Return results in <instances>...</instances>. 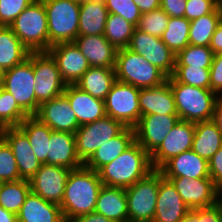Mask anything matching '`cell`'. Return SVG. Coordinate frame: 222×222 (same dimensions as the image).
Listing matches in <instances>:
<instances>
[{"instance_id":"f6af8a7d","label":"cell","mask_w":222,"mask_h":222,"mask_svg":"<svg viewBox=\"0 0 222 222\" xmlns=\"http://www.w3.org/2000/svg\"><path fill=\"white\" fill-rule=\"evenodd\" d=\"M219 6V0H187L184 17L188 20L212 13Z\"/></svg>"},{"instance_id":"4fadbf2b","label":"cell","mask_w":222,"mask_h":222,"mask_svg":"<svg viewBox=\"0 0 222 222\" xmlns=\"http://www.w3.org/2000/svg\"><path fill=\"white\" fill-rule=\"evenodd\" d=\"M180 120L178 115L141 116L134 128L135 141L151 155Z\"/></svg>"},{"instance_id":"f1b7e54d","label":"cell","mask_w":222,"mask_h":222,"mask_svg":"<svg viewBox=\"0 0 222 222\" xmlns=\"http://www.w3.org/2000/svg\"><path fill=\"white\" fill-rule=\"evenodd\" d=\"M107 16L104 0L80 1L79 36L104 35Z\"/></svg>"},{"instance_id":"30bf717a","label":"cell","mask_w":222,"mask_h":222,"mask_svg":"<svg viewBox=\"0 0 222 222\" xmlns=\"http://www.w3.org/2000/svg\"><path fill=\"white\" fill-rule=\"evenodd\" d=\"M33 72L37 113L40 104L62 95L67 85L56 61L48 52H33Z\"/></svg>"},{"instance_id":"cb8c5ba5","label":"cell","mask_w":222,"mask_h":222,"mask_svg":"<svg viewBox=\"0 0 222 222\" xmlns=\"http://www.w3.org/2000/svg\"><path fill=\"white\" fill-rule=\"evenodd\" d=\"M74 43L91 67L115 69L117 49L104 35L78 36Z\"/></svg>"},{"instance_id":"b9f144b4","label":"cell","mask_w":222,"mask_h":222,"mask_svg":"<svg viewBox=\"0 0 222 222\" xmlns=\"http://www.w3.org/2000/svg\"><path fill=\"white\" fill-rule=\"evenodd\" d=\"M13 151L8 143L0 136V182L20 180Z\"/></svg>"},{"instance_id":"44dd1931","label":"cell","mask_w":222,"mask_h":222,"mask_svg":"<svg viewBox=\"0 0 222 222\" xmlns=\"http://www.w3.org/2000/svg\"><path fill=\"white\" fill-rule=\"evenodd\" d=\"M138 100L141 116L178 115L169 77L158 86L140 89Z\"/></svg>"},{"instance_id":"9f6ffc18","label":"cell","mask_w":222,"mask_h":222,"mask_svg":"<svg viewBox=\"0 0 222 222\" xmlns=\"http://www.w3.org/2000/svg\"><path fill=\"white\" fill-rule=\"evenodd\" d=\"M217 204L222 207V183L217 186Z\"/></svg>"},{"instance_id":"74e56055","label":"cell","mask_w":222,"mask_h":222,"mask_svg":"<svg viewBox=\"0 0 222 222\" xmlns=\"http://www.w3.org/2000/svg\"><path fill=\"white\" fill-rule=\"evenodd\" d=\"M28 116L14 97L0 87V129L18 127Z\"/></svg>"},{"instance_id":"8992f818","label":"cell","mask_w":222,"mask_h":222,"mask_svg":"<svg viewBox=\"0 0 222 222\" xmlns=\"http://www.w3.org/2000/svg\"><path fill=\"white\" fill-rule=\"evenodd\" d=\"M116 80L139 89L158 86L167 76L143 56L127 48L117 50L115 63Z\"/></svg>"},{"instance_id":"7c38bea8","label":"cell","mask_w":222,"mask_h":222,"mask_svg":"<svg viewBox=\"0 0 222 222\" xmlns=\"http://www.w3.org/2000/svg\"><path fill=\"white\" fill-rule=\"evenodd\" d=\"M127 49L143 56L167 77L172 76L176 55L164 44L161 38L135 28Z\"/></svg>"},{"instance_id":"60d3db41","label":"cell","mask_w":222,"mask_h":222,"mask_svg":"<svg viewBox=\"0 0 222 222\" xmlns=\"http://www.w3.org/2000/svg\"><path fill=\"white\" fill-rule=\"evenodd\" d=\"M170 17L161 9L142 13L141 18L136 26L137 29L161 38L167 29Z\"/></svg>"},{"instance_id":"6f0895ef","label":"cell","mask_w":222,"mask_h":222,"mask_svg":"<svg viewBox=\"0 0 222 222\" xmlns=\"http://www.w3.org/2000/svg\"><path fill=\"white\" fill-rule=\"evenodd\" d=\"M3 75L4 71H2V69L0 68V87H2Z\"/></svg>"},{"instance_id":"681fc988","label":"cell","mask_w":222,"mask_h":222,"mask_svg":"<svg viewBox=\"0 0 222 222\" xmlns=\"http://www.w3.org/2000/svg\"><path fill=\"white\" fill-rule=\"evenodd\" d=\"M210 178L218 186L222 183V146L208 161Z\"/></svg>"},{"instance_id":"8d00e7d4","label":"cell","mask_w":222,"mask_h":222,"mask_svg":"<svg viewBox=\"0 0 222 222\" xmlns=\"http://www.w3.org/2000/svg\"><path fill=\"white\" fill-rule=\"evenodd\" d=\"M190 20L185 17H170L161 40L176 55L189 45Z\"/></svg>"},{"instance_id":"bcb514c9","label":"cell","mask_w":222,"mask_h":222,"mask_svg":"<svg viewBox=\"0 0 222 222\" xmlns=\"http://www.w3.org/2000/svg\"><path fill=\"white\" fill-rule=\"evenodd\" d=\"M181 222H222V207L216 204L208 208L193 209Z\"/></svg>"},{"instance_id":"9c48e42d","label":"cell","mask_w":222,"mask_h":222,"mask_svg":"<svg viewBox=\"0 0 222 222\" xmlns=\"http://www.w3.org/2000/svg\"><path fill=\"white\" fill-rule=\"evenodd\" d=\"M2 88L9 92L18 105L29 115L36 114L33 52L21 64L4 72Z\"/></svg>"},{"instance_id":"e0dca14e","label":"cell","mask_w":222,"mask_h":222,"mask_svg":"<svg viewBox=\"0 0 222 222\" xmlns=\"http://www.w3.org/2000/svg\"><path fill=\"white\" fill-rule=\"evenodd\" d=\"M47 52L56 61L61 77L66 85H75L91 67L74 42L55 44Z\"/></svg>"},{"instance_id":"484cf974","label":"cell","mask_w":222,"mask_h":222,"mask_svg":"<svg viewBox=\"0 0 222 222\" xmlns=\"http://www.w3.org/2000/svg\"><path fill=\"white\" fill-rule=\"evenodd\" d=\"M18 222H66L60 205L29 192L17 214Z\"/></svg>"},{"instance_id":"c3c4849f","label":"cell","mask_w":222,"mask_h":222,"mask_svg":"<svg viewBox=\"0 0 222 222\" xmlns=\"http://www.w3.org/2000/svg\"><path fill=\"white\" fill-rule=\"evenodd\" d=\"M187 0H161L160 8L169 17H184Z\"/></svg>"},{"instance_id":"d4e9b609","label":"cell","mask_w":222,"mask_h":222,"mask_svg":"<svg viewBox=\"0 0 222 222\" xmlns=\"http://www.w3.org/2000/svg\"><path fill=\"white\" fill-rule=\"evenodd\" d=\"M47 165H58L74 170L83 166L77 156L75 136L70 132L51 131Z\"/></svg>"},{"instance_id":"ab89813d","label":"cell","mask_w":222,"mask_h":222,"mask_svg":"<svg viewBox=\"0 0 222 222\" xmlns=\"http://www.w3.org/2000/svg\"><path fill=\"white\" fill-rule=\"evenodd\" d=\"M172 77L180 83L210 89V68L175 66Z\"/></svg>"},{"instance_id":"9a60e30c","label":"cell","mask_w":222,"mask_h":222,"mask_svg":"<svg viewBox=\"0 0 222 222\" xmlns=\"http://www.w3.org/2000/svg\"><path fill=\"white\" fill-rule=\"evenodd\" d=\"M70 169L42 164L29 180L31 191L48 202L61 205Z\"/></svg>"},{"instance_id":"4dcf8cb0","label":"cell","mask_w":222,"mask_h":222,"mask_svg":"<svg viewBox=\"0 0 222 222\" xmlns=\"http://www.w3.org/2000/svg\"><path fill=\"white\" fill-rule=\"evenodd\" d=\"M221 146L222 133L212 120L195 123L192 151L209 161Z\"/></svg>"},{"instance_id":"5b68a950","label":"cell","mask_w":222,"mask_h":222,"mask_svg":"<svg viewBox=\"0 0 222 222\" xmlns=\"http://www.w3.org/2000/svg\"><path fill=\"white\" fill-rule=\"evenodd\" d=\"M9 27L30 52L49 50L47 15L42 0H34Z\"/></svg>"},{"instance_id":"603a6c76","label":"cell","mask_w":222,"mask_h":222,"mask_svg":"<svg viewBox=\"0 0 222 222\" xmlns=\"http://www.w3.org/2000/svg\"><path fill=\"white\" fill-rule=\"evenodd\" d=\"M74 111L79 126L92 123L106 116L105 102L91 96L75 85H67L63 93Z\"/></svg>"},{"instance_id":"3957f363","label":"cell","mask_w":222,"mask_h":222,"mask_svg":"<svg viewBox=\"0 0 222 222\" xmlns=\"http://www.w3.org/2000/svg\"><path fill=\"white\" fill-rule=\"evenodd\" d=\"M169 83L180 120L193 123L212 120L214 106L219 98L215 92L177 82L172 76L169 77Z\"/></svg>"},{"instance_id":"d6986e66","label":"cell","mask_w":222,"mask_h":222,"mask_svg":"<svg viewBox=\"0 0 222 222\" xmlns=\"http://www.w3.org/2000/svg\"><path fill=\"white\" fill-rule=\"evenodd\" d=\"M0 136L13 151L20 178L29 181L42 163L36 158L27 136L18 127L0 129Z\"/></svg>"},{"instance_id":"4316f807","label":"cell","mask_w":222,"mask_h":222,"mask_svg":"<svg viewBox=\"0 0 222 222\" xmlns=\"http://www.w3.org/2000/svg\"><path fill=\"white\" fill-rule=\"evenodd\" d=\"M94 211L113 222H128L125 189L103 185L98 194Z\"/></svg>"},{"instance_id":"5bb4252c","label":"cell","mask_w":222,"mask_h":222,"mask_svg":"<svg viewBox=\"0 0 222 222\" xmlns=\"http://www.w3.org/2000/svg\"><path fill=\"white\" fill-rule=\"evenodd\" d=\"M195 123L179 120L161 145L150 155L154 170H159L171 158L192 148Z\"/></svg>"},{"instance_id":"f546056e","label":"cell","mask_w":222,"mask_h":222,"mask_svg":"<svg viewBox=\"0 0 222 222\" xmlns=\"http://www.w3.org/2000/svg\"><path fill=\"white\" fill-rule=\"evenodd\" d=\"M31 52L9 26H0V68L7 71L23 63Z\"/></svg>"},{"instance_id":"1f68e13d","label":"cell","mask_w":222,"mask_h":222,"mask_svg":"<svg viewBox=\"0 0 222 222\" xmlns=\"http://www.w3.org/2000/svg\"><path fill=\"white\" fill-rule=\"evenodd\" d=\"M115 81V69L90 67L75 86L93 97L105 100Z\"/></svg>"},{"instance_id":"83f0119b","label":"cell","mask_w":222,"mask_h":222,"mask_svg":"<svg viewBox=\"0 0 222 222\" xmlns=\"http://www.w3.org/2000/svg\"><path fill=\"white\" fill-rule=\"evenodd\" d=\"M134 141V128L126 127L119 135L100 146L83 165L97 172L120 156Z\"/></svg>"},{"instance_id":"816d5d0a","label":"cell","mask_w":222,"mask_h":222,"mask_svg":"<svg viewBox=\"0 0 222 222\" xmlns=\"http://www.w3.org/2000/svg\"><path fill=\"white\" fill-rule=\"evenodd\" d=\"M141 13L150 12L160 8L161 0H133Z\"/></svg>"},{"instance_id":"ac0fdd59","label":"cell","mask_w":222,"mask_h":222,"mask_svg":"<svg viewBox=\"0 0 222 222\" xmlns=\"http://www.w3.org/2000/svg\"><path fill=\"white\" fill-rule=\"evenodd\" d=\"M53 131L75 133L80 127L67 97L62 94L39 105L34 115Z\"/></svg>"},{"instance_id":"ba28073f","label":"cell","mask_w":222,"mask_h":222,"mask_svg":"<svg viewBox=\"0 0 222 222\" xmlns=\"http://www.w3.org/2000/svg\"><path fill=\"white\" fill-rule=\"evenodd\" d=\"M126 126L110 116H105L97 121L80 126L74 133L76 153L84 164L93 153L119 135Z\"/></svg>"},{"instance_id":"11a10c76","label":"cell","mask_w":222,"mask_h":222,"mask_svg":"<svg viewBox=\"0 0 222 222\" xmlns=\"http://www.w3.org/2000/svg\"><path fill=\"white\" fill-rule=\"evenodd\" d=\"M0 222H18L17 214L7 211L0 206Z\"/></svg>"},{"instance_id":"d590c367","label":"cell","mask_w":222,"mask_h":222,"mask_svg":"<svg viewBox=\"0 0 222 222\" xmlns=\"http://www.w3.org/2000/svg\"><path fill=\"white\" fill-rule=\"evenodd\" d=\"M136 26L120 15L108 13L104 37L117 49L127 48Z\"/></svg>"},{"instance_id":"8fae6325","label":"cell","mask_w":222,"mask_h":222,"mask_svg":"<svg viewBox=\"0 0 222 222\" xmlns=\"http://www.w3.org/2000/svg\"><path fill=\"white\" fill-rule=\"evenodd\" d=\"M139 92V88L116 80L104 100L106 115L134 127L141 118Z\"/></svg>"},{"instance_id":"7bdbcfd3","label":"cell","mask_w":222,"mask_h":222,"mask_svg":"<svg viewBox=\"0 0 222 222\" xmlns=\"http://www.w3.org/2000/svg\"><path fill=\"white\" fill-rule=\"evenodd\" d=\"M108 13L120 15L126 21L138 25L141 12L133 0H104Z\"/></svg>"},{"instance_id":"680465c9","label":"cell","mask_w":222,"mask_h":222,"mask_svg":"<svg viewBox=\"0 0 222 222\" xmlns=\"http://www.w3.org/2000/svg\"><path fill=\"white\" fill-rule=\"evenodd\" d=\"M219 6H220V9H221V13H222V0H219Z\"/></svg>"},{"instance_id":"836d02e7","label":"cell","mask_w":222,"mask_h":222,"mask_svg":"<svg viewBox=\"0 0 222 222\" xmlns=\"http://www.w3.org/2000/svg\"><path fill=\"white\" fill-rule=\"evenodd\" d=\"M222 19L220 6L212 13L190 21L189 44L209 46L217 25Z\"/></svg>"},{"instance_id":"ffe728a7","label":"cell","mask_w":222,"mask_h":222,"mask_svg":"<svg viewBox=\"0 0 222 222\" xmlns=\"http://www.w3.org/2000/svg\"><path fill=\"white\" fill-rule=\"evenodd\" d=\"M190 211L172 182L159 171V190L153 222H181Z\"/></svg>"},{"instance_id":"2e32d148","label":"cell","mask_w":222,"mask_h":222,"mask_svg":"<svg viewBox=\"0 0 222 222\" xmlns=\"http://www.w3.org/2000/svg\"><path fill=\"white\" fill-rule=\"evenodd\" d=\"M172 182L190 210L217 204V186L211 178H166Z\"/></svg>"},{"instance_id":"f907efd6","label":"cell","mask_w":222,"mask_h":222,"mask_svg":"<svg viewBox=\"0 0 222 222\" xmlns=\"http://www.w3.org/2000/svg\"><path fill=\"white\" fill-rule=\"evenodd\" d=\"M209 47L213 51L214 55L222 54V19L211 37Z\"/></svg>"},{"instance_id":"d6a6232c","label":"cell","mask_w":222,"mask_h":222,"mask_svg":"<svg viewBox=\"0 0 222 222\" xmlns=\"http://www.w3.org/2000/svg\"><path fill=\"white\" fill-rule=\"evenodd\" d=\"M18 128L27 136L39 162L47 164L48 147L52 129L34 115L28 116Z\"/></svg>"},{"instance_id":"6da1fadb","label":"cell","mask_w":222,"mask_h":222,"mask_svg":"<svg viewBox=\"0 0 222 222\" xmlns=\"http://www.w3.org/2000/svg\"><path fill=\"white\" fill-rule=\"evenodd\" d=\"M102 186L98 172L84 165L71 170L60 205L65 221L94 212Z\"/></svg>"},{"instance_id":"f35d334b","label":"cell","mask_w":222,"mask_h":222,"mask_svg":"<svg viewBox=\"0 0 222 222\" xmlns=\"http://www.w3.org/2000/svg\"><path fill=\"white\" fill-rule=\"evenodd\" d=\"M214 57L209 46L187 45L176 54L175 66L210 68Z\"/></svg>"},{"instance_id":"7a4b0ae2","label":"cell","mask_w":222,"mask_h":222,"mask_svg":"<svg viewBox=\"0 0 222 222\" xmlns=\"http://www.w3.org/2000/svg\"><path fill=\"white\" fill-rule=\"evenodd\" d=\"M153 170L150 155L134 141L120 156L97 172L103 185L126 189Z\"/></svg>"},{"instance_id":"7dc6e473","label":"cell","mask_w":222,"mask_h":222,"mask_svg":"<svg viewBox=\"0 0 222 222\" xmlns=\"http://www.w3.org/2000/svg\"><path fill=\"white\" fill-rule=\"evenodd\" d=\"M210 90L222 97V54L213 57L210 67Z\"/></svg>"},{"instance_id":"ee69618b","label":"cell","mask_w":222,"mask_h":222,"mask_svg":"<svg viewBox=\"0 0 222 222\" xmlns=\"http://www.w3.org/2000/svg\"><path fill=\"white\" fill-rule=\"evenodd\" d=\"M33 1L0 0V26H10Z\"/></svg>"},{"instance_id":"52a82bcc","label":"cell","mask_w":222,"mask_h":222,"mask_svg":"<svg viewBox=\"0 0 222 222\" xmlns=\"http://www.w3.org/2000/svg\"><path fill=\"white\" fill-rule=\"evenodd\" d=\"M159 190V170L125 189L128 222H153Z\"/></svg>"},{"instance_id":"7402d4cb","label":"cell","mask_w":222,"mask_h":222,"mask_svg":"<svg viewBox=\"0 0 222 222\" xmlns=\"http://www.w3.org/2000/svg\"><path fill=\"white\" fill-rule=\"evenodd\" d=\"M159 171L164 178H210L208 161L191 149L168 160Z\"/></svg>"},{"instance_id":"f5cc1de1","label":"cell","mask_w":222,"mask_h":222,"mask_svg":"<svg viewBox=\"0 0 222 222\" xmlns=\"http://www.w3.org/2000/svg\"><path fill=\"white\" fill-rule=\"evenodd\" d=\"M70 222H113L105 216L96 213L95 211L86 215L79 216Z\"/></svg>"},{"instance_id":"db71d44e","label":"cell","mask_w":222,"mask_h":222,"mask_svg":"<svg viewBox=\"0 0 222 222\" xmlns=\"http://www.w3.org/2000/svg\"><path fill=\"white\" fill-rule=\"evenodd\" d=\"M212 121L217 125L218 129L222 133V97H219L216 100Z\"/></svg>"},{"instance_id":"277c9868","label":"cell","mask_w":222,"mask_h":222,"mask_svg":"<svg viewBox=\"0 0 222 222\" xmlns=\"http://www.w3.org/2000/svg\"><path fill=\"white\" fill-rule=\"evenodd\" d=\"M42 1L47 15L49 48L58 43L74 42L79 36L80 1Z\"/></svg>"},{"instance_id":"e575fe53","label":"cell","mask_w":222,"mask_h":222,"mask_svg":"<svg viewBox=\"0 0 222 222\" xmlns=\"http://www.w3.org/2000/svg\"><path fill=\"white\" fill-rule=\"evenodd\" d=\"M30 191L31 186L28 180L3 182L0 187V206L18 214Z\"/></svg>"}]
</instances>
